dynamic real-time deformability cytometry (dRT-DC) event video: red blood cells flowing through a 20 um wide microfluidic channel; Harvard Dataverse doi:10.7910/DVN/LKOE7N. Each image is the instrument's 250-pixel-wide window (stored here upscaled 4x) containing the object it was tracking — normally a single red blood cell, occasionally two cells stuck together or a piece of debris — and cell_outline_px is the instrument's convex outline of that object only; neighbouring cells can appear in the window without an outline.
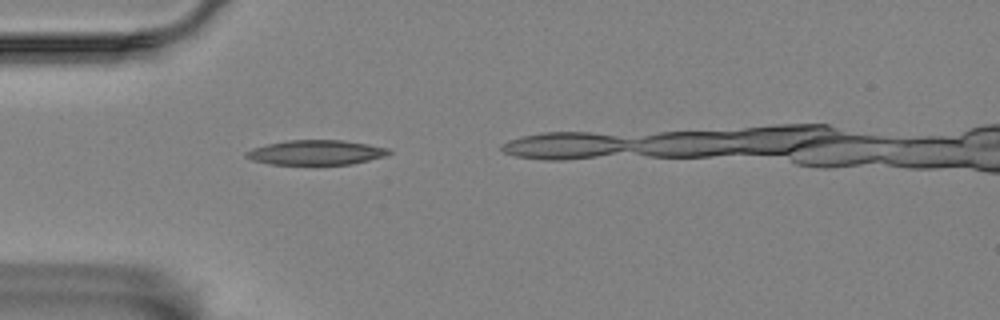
{"species": "Egyptian fruit bat (a non-hibernating species)", "species_latin": "Rousettus aegyptiacus", "temperature_condition": "room temperature", "stored_images_in_passage": 5, "camera_frame_rate_fps": 3000, "um_per_image_px": 0.085, "animal": {"sex": "female"}, "frame": {"image": 1, "passage_image": 1, "time_ms": 0.0, "image_size_px": [1000, 320], "cell_outline_px": [[392, 152], [384, 156], [352, 164], [316, 168], [272, 164], [252, 160], [244, 156], [244, 152], [252, 148], [268, 144], [288, 140], [340, 140], [368, 144], [388, 148]], "centroid_in_image_um": [26.83, 13.01], "position_along_channel_um": 58.2, "area_um2": 21.56}}